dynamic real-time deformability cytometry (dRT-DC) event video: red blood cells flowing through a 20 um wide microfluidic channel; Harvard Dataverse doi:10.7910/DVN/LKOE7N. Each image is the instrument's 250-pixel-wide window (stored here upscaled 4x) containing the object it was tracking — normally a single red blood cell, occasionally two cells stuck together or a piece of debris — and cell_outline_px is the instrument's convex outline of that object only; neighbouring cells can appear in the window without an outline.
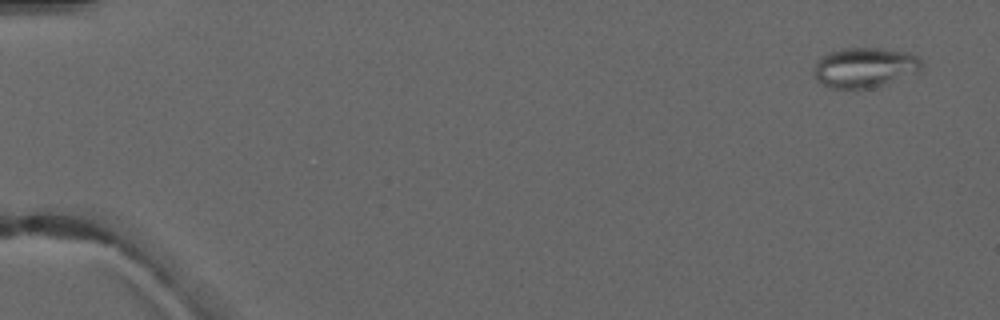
{"species": "common noctule bat (a hibernating species)", "species_latin": "Nyctalus noctula", "temperature_condition": "warm", "stored_images_in_passage": 7, "camera_frame_rate_fps": 3000, "um_per_image_px": 0.085, "animal": {"sex": "male", "forearm_length_mm": 52.5}, "frame": {"image": 1, "passage_image": 1, "time_ms": 0.0, "image_size_px": [1000, 320], "cell_outline_px": [[924, 64], [920, 72], [872, 88], [832, 88], [816, 80], [816, 64], [824, 56], [832, 52], [844, 48], [880, 48], [908, 52], [920, 56]], "centroid_in_image_um": [73.61, 5.73], "position_along_channel_um": 11.4, "area_um2": 24.91}}